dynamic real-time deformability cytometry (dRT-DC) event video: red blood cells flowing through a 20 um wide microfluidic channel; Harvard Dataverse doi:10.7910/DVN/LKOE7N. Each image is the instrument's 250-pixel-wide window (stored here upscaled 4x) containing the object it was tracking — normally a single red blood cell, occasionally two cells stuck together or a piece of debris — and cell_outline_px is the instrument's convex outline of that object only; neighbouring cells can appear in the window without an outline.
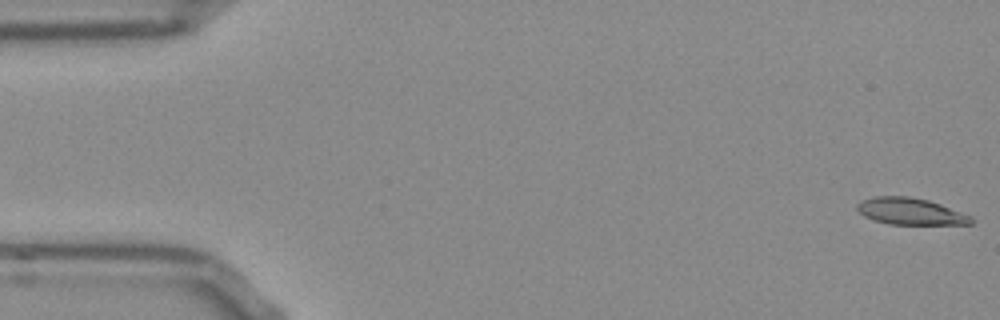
{"species": "Egyptian fruit bat (a non-hibernating species)", "species_latin": "Rousettus aegyptiacus", "temperature_condition": "room temperature", "stored_images_in_passage": 53, "camera_frame_rate_fps": 3000, "um_per_image_px": 0.085, "frame": {"image": 1, "passage_image": 1, "time_ms": 0.0, "image_size_px": [1000, 320], "cell_outline_px": [[972, 224], [888, 224], [872, 220], [864, 216], [856, 208], [856, 204], [860, 200], [872, 196], [908, 196], [928, 200], [940, 204], [972, 216]], "centroid_in_image_um": [77.33, 17.96], "position_along_channel_um": 7.7, "area_um2": 17.8}}
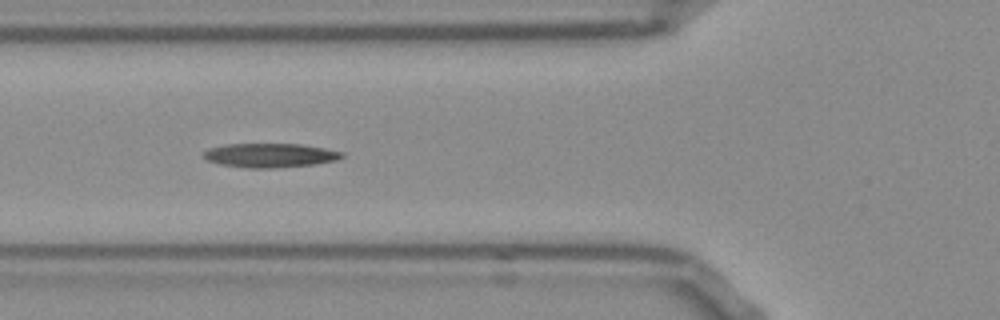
{"frame": {"image": 2, "passage_image": 19, "time_ms": 6.0, "image_size_px": [1000, 320], "cell_outline_px": [[344, 156], [336, 160], [316, 164], [276, 168], [244, 168], [220, 164], [208, 160], [204, 156], [204, 152], [208, 148], [224, 144], [300, 144], [324, 148], [344, 152]], "centroid_in_image_um": [22.96, 13.2], "position_along_channel_um": 102.8, "area_um2": 19.48}}
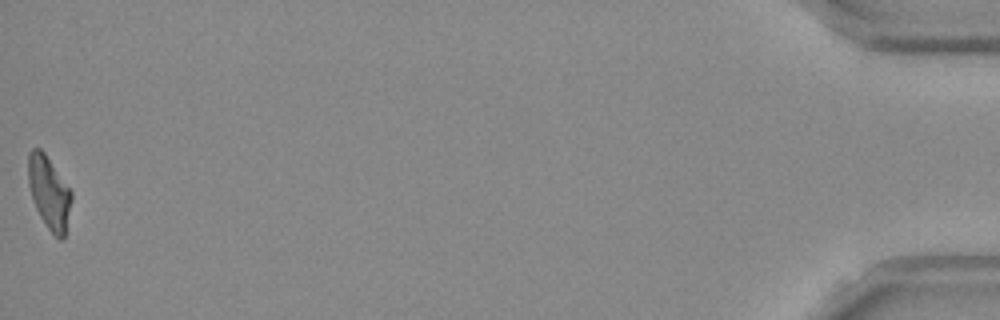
{"frame": {"image": 3, "passage_image": 53, "time_ms": 17.333, "image_size_px": [1000, 320], "cell_outline_px": [[72, 200], [64, 236], [60, 240], [48, 228], [40, 216], [32, 200], [28, 184], [28, 152], [32, 148], [40, 148], [44, 152], [72, 192]], "centroid_in_image_um": [4.15, 16.34], "position_along_channel_um": 431.0, "area_um2": 18.15}, "authors_computed_cell_mechanics": {"area_um2": 18.7272, "velocity_mm_per_s": 3.8216, "shape_relaxation_time_tau1_ms": 6.6292, "shape_relaxation_time_tau2_ms": 7.1878, "deformation_change_tau1": 0.2409, "deformation_change_tau2": 0.1874}}